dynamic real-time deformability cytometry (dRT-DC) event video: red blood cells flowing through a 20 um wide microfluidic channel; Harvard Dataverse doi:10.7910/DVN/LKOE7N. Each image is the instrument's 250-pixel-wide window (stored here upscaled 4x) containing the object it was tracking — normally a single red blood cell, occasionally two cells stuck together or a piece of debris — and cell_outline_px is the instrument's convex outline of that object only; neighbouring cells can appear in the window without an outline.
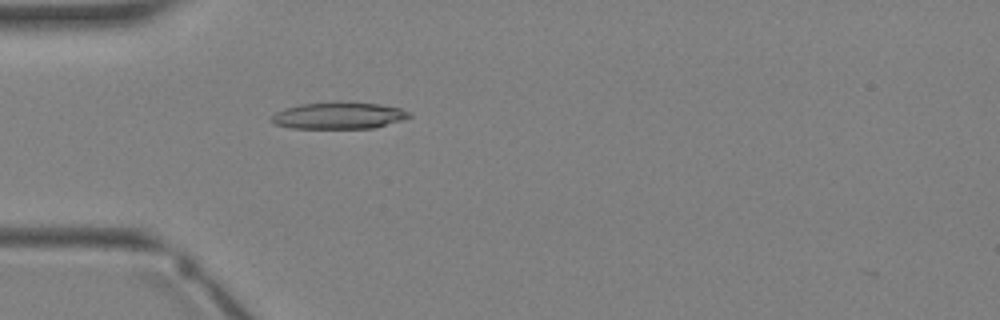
{"species": "Egyptian fruit bat (a non-hibernating species)", "species_latin": "Rousettus aegyptiacus", "temperature_condition": "warm", "stored_images_in_passage": 3, "camera_frame_rate_fps": 3000, "um_per_image_px": 0.085, "animal": {"sex": "female"}, "frame": {"image": 1, "passage_image": 3, "time_ms": 2.667, "image_size_px": [1000, 320], "cell_outline_px": [[412, 116], [400, 120], [372, 128], [292, 128], [272, 124], [268, 120], [276, 112], [284, 108], [300, 104], [336, 100], [344, 100], [380, 104], [400, 108], [412, 112]], "centroid_in_image_um": [28.75, 9.79], "position_along_channel_um": 56.2, "area_um2": 22.02}}